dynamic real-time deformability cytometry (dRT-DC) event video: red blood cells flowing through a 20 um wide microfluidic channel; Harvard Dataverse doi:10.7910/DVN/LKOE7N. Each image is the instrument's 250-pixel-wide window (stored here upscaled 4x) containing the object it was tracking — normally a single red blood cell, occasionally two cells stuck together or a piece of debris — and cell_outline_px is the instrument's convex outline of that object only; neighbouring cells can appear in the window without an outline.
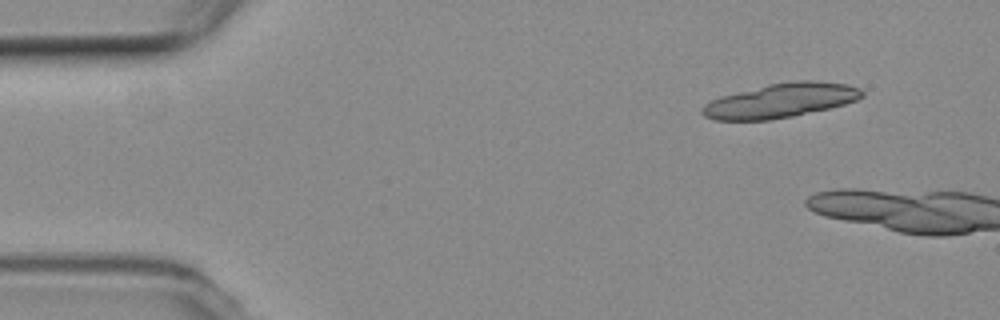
{"species": "common noctule bat (a hibernating species)", "species_latin": "Nyctalus noctula", "temperature_condition": "room temperature", "stored_images_in_passage": 4, "camera_frame_rate_fps": 3000, "um_per_image_px": 0.085, "animal": {"sex": "female", "body_mass_g": 19.3, "forearm_length_mm": 54.1}, "frame": {"image": 1, "passage_image": 2, "time_ms": 1.333, "image_size_px": [1000, 320], "cell_outline_px": [[864, 96], [856, 100], [844, 104], [828, 108], [792, 116], [768, 120], [716, 120], [704, 116], [700, 112], [700, 108], [704, 104], [720, 96], [768, 84], [792, 80], [816, 80], [848, 84], [860, 88], [864, 92]], "centroid_in_image_um": [66.35, 8.53], "position_along_channel_um": 18.6, "area_um2": 32.02}}